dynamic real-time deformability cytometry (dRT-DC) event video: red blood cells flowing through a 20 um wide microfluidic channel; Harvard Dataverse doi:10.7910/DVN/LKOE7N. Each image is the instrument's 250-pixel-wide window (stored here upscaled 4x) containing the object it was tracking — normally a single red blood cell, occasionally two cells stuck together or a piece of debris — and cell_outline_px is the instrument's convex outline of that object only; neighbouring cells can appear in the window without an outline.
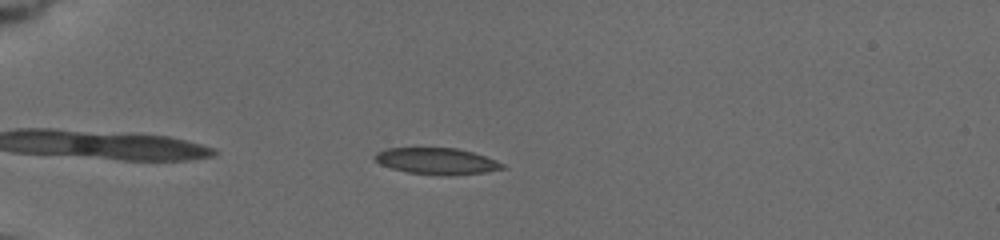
{"species": "common noctule bat (a hibernating species)", "species_latin": "Nyctalus noctula", "temperature_condition": "cold", "stored_images_in_passage": 24, "camera_frame_rate_fps": 3000, "um_per_image_px": 0.085, "animal": {"sex": "female", "body_mass_g": 19.5, "forearm_length_mm": 54.1}, "frame": {"image": 1, "passage_image": 6, "time_ms": 2.333, "image_size_px": [1000, 240], "cell_outline_px": [[508, 168], [484, 172], [452, 176], [448, 176], [408, 172], [392, 168], [380, 164], [372, 156], [376, 152], [384, 148], [456, 148], [472, 152], [496, 160], [504, 164]], "centroid_in_image_um": [37.13, 13.7], "position_along_channel_um": 47.9, "area_um2": 19.71}}
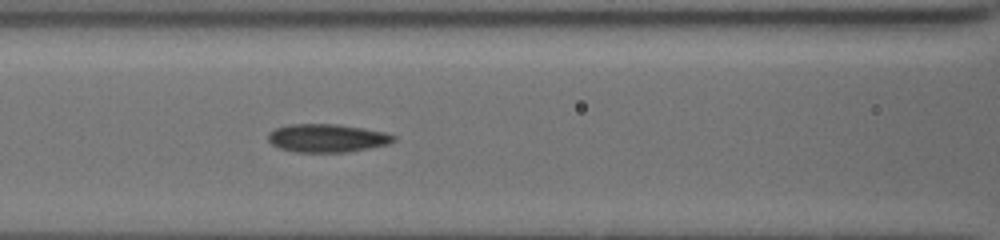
{"frame": {"image": 2, "passage_image": 18, "time_ms": 5.667, "image_size_px": [1000, 240], "cell_outline_px": [[396, 140], [388, 144], [348, 152], [296, 152], [280, 148], [272, 144], [268, 140], [268, 132], [276, 128], [288, 124], [336, 124], [384, 132], [396, 136]], "centroid_in_image_um": [27.78, 11.74], "position_along_channel_um": 138.8, "area_um2": 20.52}}
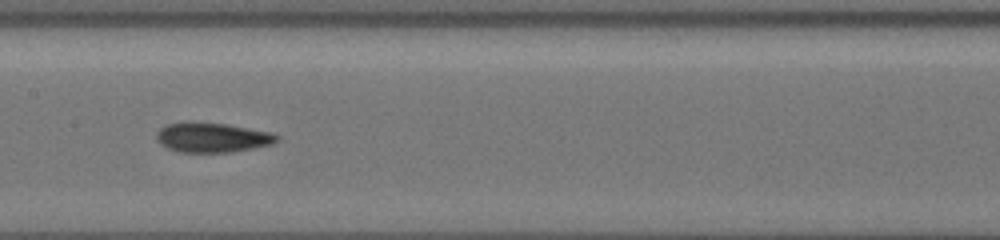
{"frame": {"image": 3, "passage_image": 23, "time_ms": 7.0, "image_size_px": [1000, 240], "cell_outline_px": [[280, 140], [272, 144], [232, 152], [180, 152], [168, 148], [160, 144], [156, 140], [156, 132], [160, 128], [168, 124], [224, 124], [268, 132], [280, 136]], "centroid_in_image_um": [18.05, 11.72], "position_along_channel_um": 189.3, "area_um2": 20.11}}